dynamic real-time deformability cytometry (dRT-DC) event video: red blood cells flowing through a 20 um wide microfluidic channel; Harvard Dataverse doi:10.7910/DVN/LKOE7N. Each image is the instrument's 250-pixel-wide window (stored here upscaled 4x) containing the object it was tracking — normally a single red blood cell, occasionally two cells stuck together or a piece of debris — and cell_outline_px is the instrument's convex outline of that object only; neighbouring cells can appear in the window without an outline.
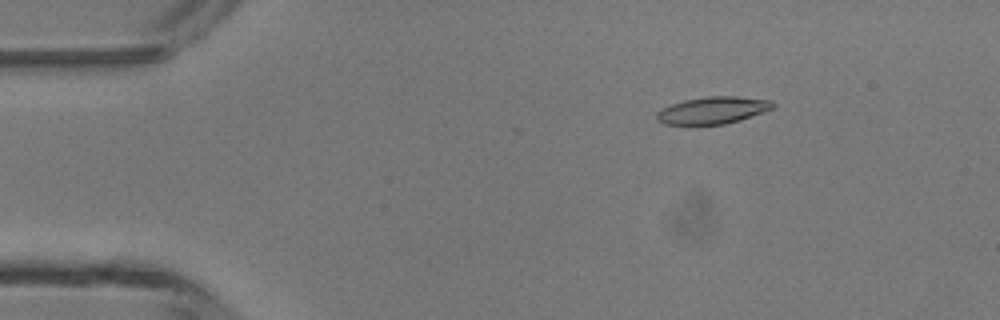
{"species": "common noctule bat (a hibernating species)", "species_latin": "Nyctalus noctula", "temperature_condition": "room temperature", "stored_images_in_passage": 47, "camera_frame_rate_fps": 3000, "um_per_image_px": 0.085, "animal": {"sex": "male", "body_mass_g": 13.3}, "frame": {"image": 1, "passage_image": 7, "time_ms": 2.0, "image_size_px": [1000, 320], "cell_outline_px": [[776, 104], [772, 108], [740, 120], [724, 124], [664, 124], [656, 120], [656, 112], [660, 108], [684, 100], [708, 96], [736, 96], [772, 100]], "centroid_in_image_um": [60.56, 9.36], "position_along_channel_um": 24.4, "area_um2": 18.26}}
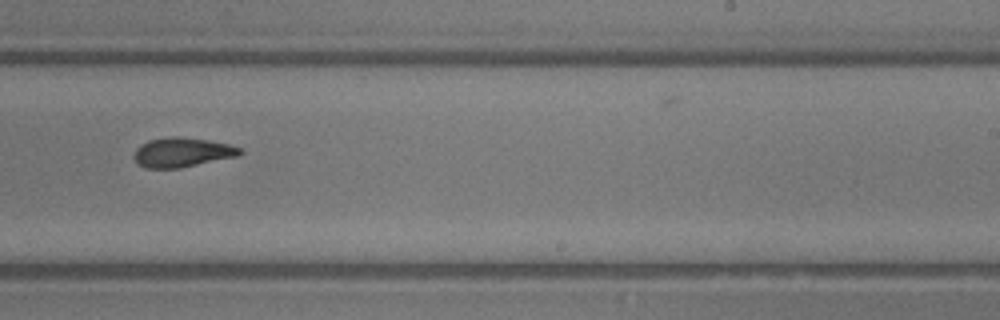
{"frame": {"image": 2, "passage_image": 29, "time_ms": 9.333, "image_size_px": [1000, 320], "cell_outline_px": [[244, 152], [240, 156], [180, 168], [144, 168], [136, 164], [132, 156], [136, 148], [140, 144], [148, 140], [172, 136], [180, 136], [208, 140], [228, 144], [240, 148]], "centroid_in_image_um": [15.46, 12.95], "position_along_channel_um": 273.5, "area_um2": 18.55}}
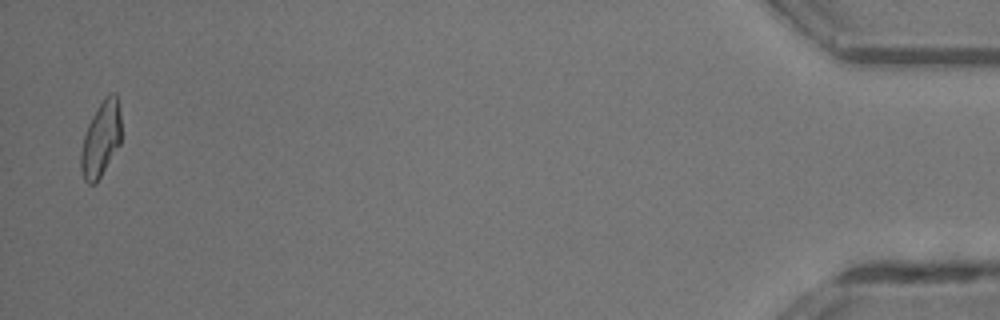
{"frame": {"image": 3, "passage_image": 46, "time_ms": 15.0, "image_size_px": [1000, 320], "cell_outline_px": [[120, 144], [96, 184], [88, 184], [84, 180], [80, 168], [80, 152], [84, 136], [88, 124], [92, 116], [104, 96], [112, 92], [116, 92], [120, 112]], "centroid_in_image_um": [8.56, 11.83], "position_along_channel_um": 426.6, "area_um2": 17.74}, "authors_computed_cell_mechanics": {"area_um2": 18.2648, "velocity_mm_per_s": 4.3741, "shape_relaxation_time_tau1_ms": 8.8101, "shape_relaxation_time_tau2_ms": 3.8463, "deformation_change_tau1": 0.2409, "deformation_change_tau2": 0.0985}}